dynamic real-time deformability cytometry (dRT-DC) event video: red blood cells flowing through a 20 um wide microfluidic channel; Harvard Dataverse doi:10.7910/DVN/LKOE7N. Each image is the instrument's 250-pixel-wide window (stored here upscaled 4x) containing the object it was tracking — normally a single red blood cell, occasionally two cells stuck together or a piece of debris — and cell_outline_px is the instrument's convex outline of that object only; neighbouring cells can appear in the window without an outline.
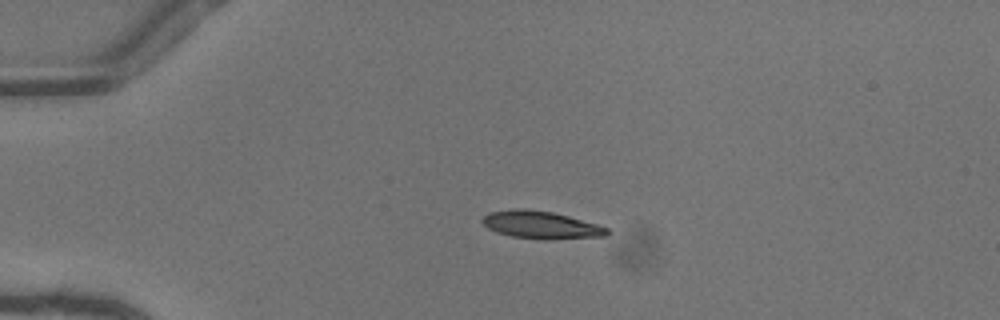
{"species": "common noctule bat (a hibernating species)", "species_latin": "Nyctalus noctula", "temperature_condition": "warm", "stored_images_in_passage": 39, "camera_frame_rate_fps": 3000, "um_per_image_px": 0.085, "animal": {"sex": "female"}, "frame": {"image": 1, "passage_image": 1, "time_ms": 0.0, "image_size_px": [1000, 320], "cell_outline_px": [[608, 232], [604, 236], [552, 240], [544, 240], [512, 236], [496, 232], [488, 228], [480, 220], [488, 212], [516, 208], [524, 208], [552, 212], [568, 216], [596, 224], [608, 228]], "centroid_in_image_um": [45.94, 19.12], "position_along_channel_um": 39.1, "area_um2": 20.06}}
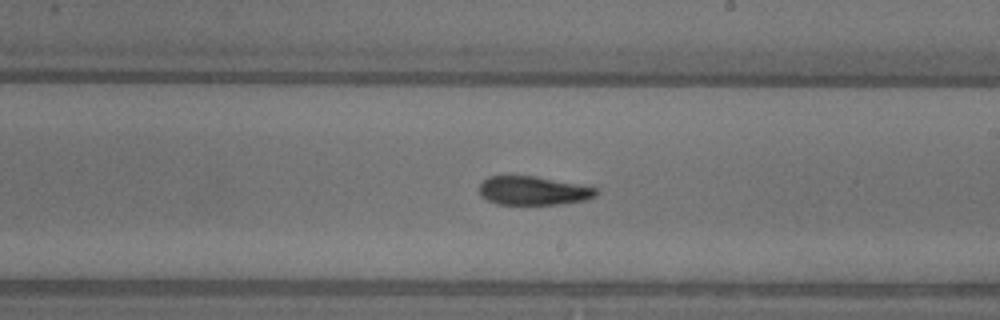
{"frame": {"image": 2, "passage_image": 19, "time_ms": 6.0, "image_size_px": [1000, 320], "cell_outline_px": [[600, 192], [596, 196], [584, 200], [560, 204], [496, 204], [480, 196], [480, 184], [488, 176], [536, 176], [596, 188]], "centroid_in_image_um": [45.31, 16.21], "position_along_channel_um": 243.7, "area_um2": 19.42}}
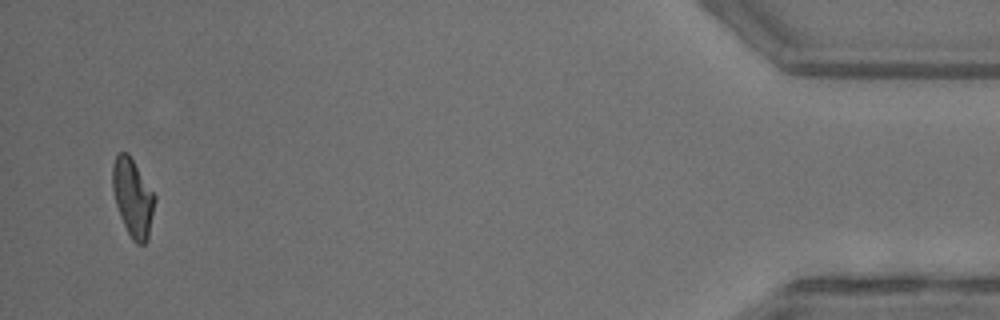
{"frame": {"image": 3, "passage_image": 38, "time_ms": 12.333, "image_size_px": [1000, 320], "cell_outline_px": [[156, 200], [148, 240], [144, 244], [136, 244], [132, 240], [120, 216], [116, 204], [112, 188], [112, 164], [116, 156], [120, 152], [128, 152], [156, 196]], "centroid_in_image_um": [11.3, 16.8], "position_along_channel_um": 423.9, "area_um2": 19.25}, "authors_computed_cell_mechanics": {"area_um2": 20.0566, "velocity_mm_per_s": 4.1162, "shape_relaxation_time_tau1_ms": 4.9632, "shape_relaxation_time_tau2_ms": 4.592, "deformation_change_tau1": 0.1904, "deformation_change_tau2": 0.1283}}